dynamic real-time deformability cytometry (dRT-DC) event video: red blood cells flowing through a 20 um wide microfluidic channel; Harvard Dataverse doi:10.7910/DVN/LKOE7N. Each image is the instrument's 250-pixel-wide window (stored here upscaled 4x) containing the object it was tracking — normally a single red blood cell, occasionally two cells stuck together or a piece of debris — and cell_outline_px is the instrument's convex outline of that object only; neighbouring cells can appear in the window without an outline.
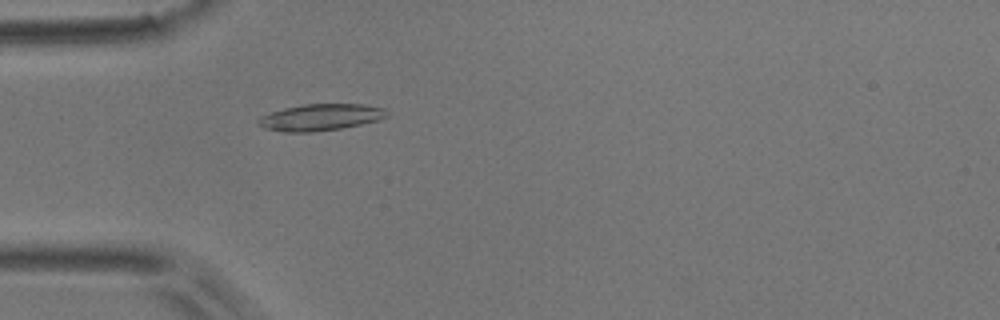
{"species": "common noctule bat (a hibernating species)", "species_latin": "Nyctalus noctula", "temperature_condition": "room temperature", "stored_images_in_passage": 5, "camera_frame_rate_fps": 3000, "um_per_image_px": 0.085, "animal": {"sex": "male", "body_mass_g": 17.9}, "frame": {"image": 1, "passage_image": 5, "time_ms": 4.667, "image_size_px": [1000, 320], "cell_outline_px": [[388, 116], [376, 120], [360, 124], [340, 128], [312, 132], [284, 132], [264, 128], [256, 124], [256, 120], [260, 116], [284, 108], [304, 104], [364, 104], [384, 108]], "centroid_in_image_um": [27.19, 9.97], "position_along_channel_um": 57.8, "area_um2": 19.83}}